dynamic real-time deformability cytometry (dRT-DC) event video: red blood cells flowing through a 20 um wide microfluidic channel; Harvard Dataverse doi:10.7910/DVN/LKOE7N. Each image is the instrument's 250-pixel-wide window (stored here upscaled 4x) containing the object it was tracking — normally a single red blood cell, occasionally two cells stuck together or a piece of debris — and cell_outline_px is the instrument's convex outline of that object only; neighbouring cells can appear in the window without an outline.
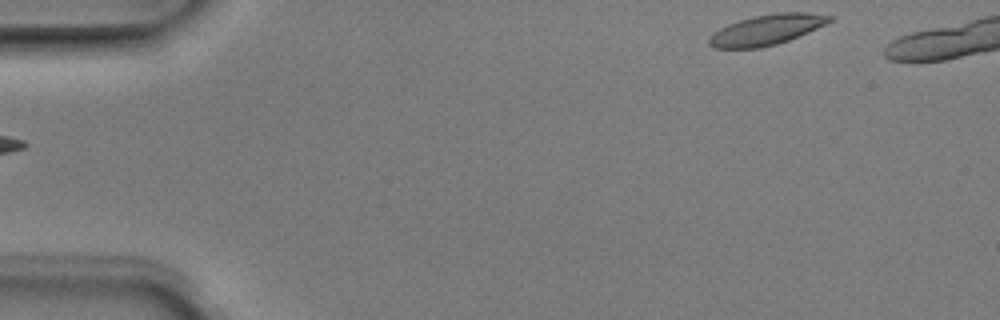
{"species": "Egyptian fruit bat (a non-hibernating species)", "species_latin": "Rousettus aegyptiacus", "temperature_condition": "room temperature", "stored_images_in_passage": 4, "segment_of_instrument_passage": [2, 2], "camera_frame_rate_fps": 3000, "um_per_image_px": 0.085, "animal": {"sex": "male"}, "frame": {"image": 1, "passage_image": 4, "time_ms": 1.0, "image_size_px": [1000, 320], "cell_outline_px": [[832, 20], [816, 28], [788, 40], [776, 44], [760, 48], [712, 48], [708, 44], [708, 36], [720, 28], [728, 24], [740, 20], [756, 16], [776, 12], [812, 12], [832, 16]], "centroid_in_image_um": [65.12, 2.53], "position_along_channel_um": 19.9, "area_um2": 21.15}}